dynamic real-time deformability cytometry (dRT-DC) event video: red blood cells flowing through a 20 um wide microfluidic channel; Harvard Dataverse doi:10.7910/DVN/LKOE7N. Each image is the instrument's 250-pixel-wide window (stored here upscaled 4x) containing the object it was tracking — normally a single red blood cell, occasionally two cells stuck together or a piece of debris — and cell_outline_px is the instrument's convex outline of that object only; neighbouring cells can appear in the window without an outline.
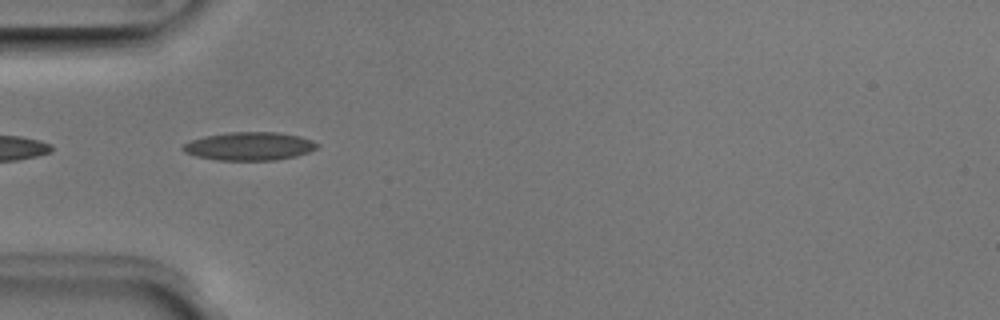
{"species": "Egyptian fruit bat (a non-hibernating species)", "species_latin": "Rousettus aegyptiacus", "temperature_condition": "room temperature", "stored_images_in_passage": 37, "camera_frame_rate_fps": 3000, "um_per_image_px": 0.085, "animal": {"sex": "male"}, "frame": {"image": 1, "passage_image": 2, "time_ms": 0.333, "image_size_px": [1000, 320], "cell_outline_px": [[320, 144], [316, 148], [308, 152], [296, 156], [276, 160], [216, 160], [196, 156], [184, 152], [180, 148], [184, 144], [192, 140], [204, 136], [232, 132], [276, 132], [300, 136], [312, 140]], "centroid_in_image_um": [21.2, 12.43], "position_along_channel_um": 63.8, "area_um2": 22.08}}
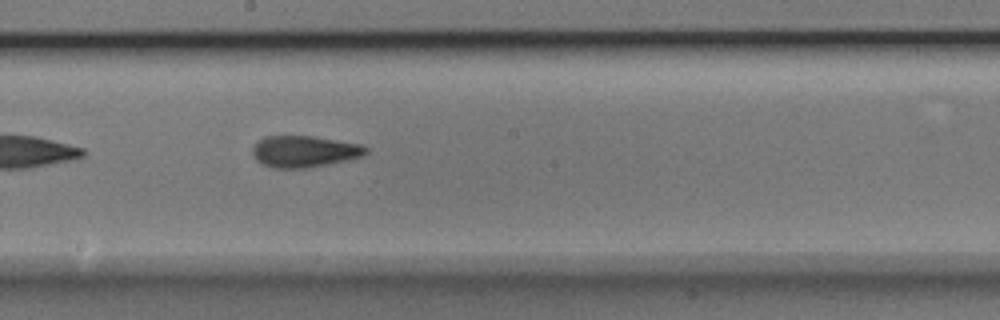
{"frame": {"image": 2, "passage_image": 14, "time_ms": 4.333, "image_size_px": [1000, 320], "cell_outline_px": [[368, 152], [364, 156], [328, 164], [308, 168], [272, 168], [256, 160], [252, 152], [252, 148], [264, 136], [312, 136], [360, 144], [368, 148]], "centroid_in_image_um": [25.88, 12.88], "position_along_channel_um": 222.3, "area_um2": 20.75}}
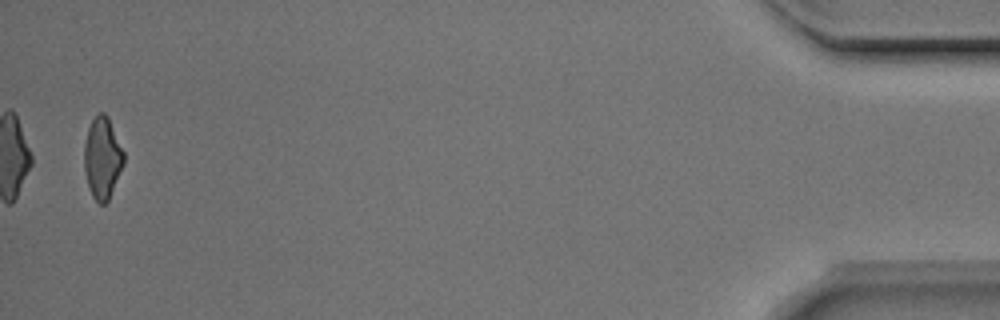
{"frame": {"image": 3, "passage_image": 36, "time_ms": 11.667, "image_size_px": [1000, 320], "cell_outline_px": [[124, 164], [108, 200], [104, 204], [100, 204], [92, 196], [88, 188], [84, 168], [84, 144], [88, 128], [92, 120], [100, 112], [104, 112], [108, 116], [124, 152]], "centroid_in_image_um": [8.7, 13.43], "position_along_channel_um": 426.5, "area_um2": 18.79}, "authors_computed_cell_mechanics": {"area_um2": 20.1722, "velocity_mm_per_s": 3.9806, "shape_relaxation_time_tau1_ms": 5.2631, "shape_relaxation_time_tau2_ms": 2.4255, "deformation_change_tau1": 0.1789, "deformation_change_tau2": 0.1141}}